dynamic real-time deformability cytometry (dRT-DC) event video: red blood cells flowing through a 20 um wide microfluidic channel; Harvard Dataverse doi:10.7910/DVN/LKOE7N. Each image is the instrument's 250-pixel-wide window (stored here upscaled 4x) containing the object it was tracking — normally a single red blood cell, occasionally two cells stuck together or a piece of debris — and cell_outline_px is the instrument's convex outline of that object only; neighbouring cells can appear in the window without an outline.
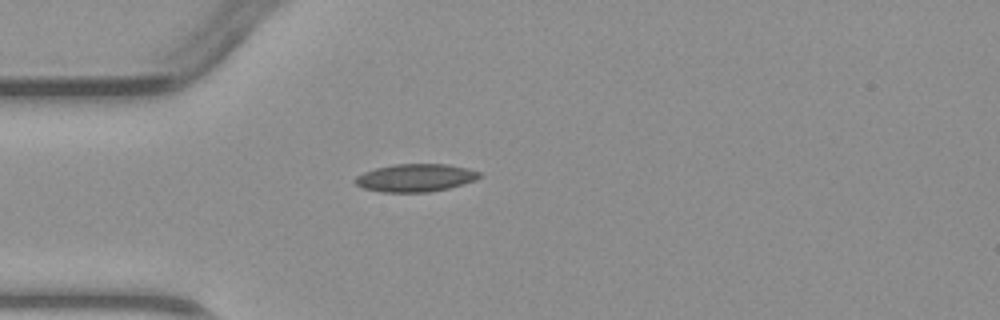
{"species": "common noctule bat (a hibernating species)", "species_latin": "Nyctalus noctula", "temperature_condition": "warm", "stored_images_in_passage": 1, "camera_frame_rate_fps": 3000, "um_per_image_px": 0.085, "animal": {"sex": "male", "body_mass_g": 23.1, "forearm_length_mm": 52.7}, "frame": {"image": 1, "passage_image": 1, "time_ms": 0.0, "image_size_px": [1000, 320], "cell_outline_px": [[480, 176], [476, 180], [448, 188], [428, 192], [380, 192], [364, 188], [356, 184], [356, 176], [364, 172], [376, 168], [392, 164], [448, 164], [468, 168], [480, 172]], "centroid_in_image_um": [35.32, 15.11], "position_along_channel_um": 49.7, "area_um2": 20.06}}